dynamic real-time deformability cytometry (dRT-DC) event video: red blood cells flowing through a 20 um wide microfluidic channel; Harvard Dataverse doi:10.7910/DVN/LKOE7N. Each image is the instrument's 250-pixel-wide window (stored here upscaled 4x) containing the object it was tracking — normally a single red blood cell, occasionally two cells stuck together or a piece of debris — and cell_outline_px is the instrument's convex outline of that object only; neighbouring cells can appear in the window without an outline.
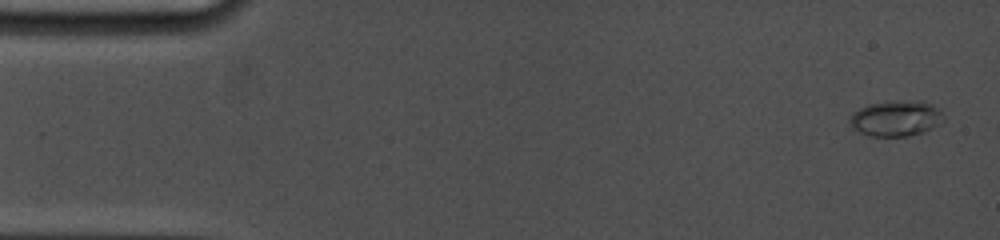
{"species": "common noctule bat (a hibernating species)", "species_latin": "Nyctalus noctula", "temperature_condition": "cold", "stored_images_in_passage": 10, "camera_frame_rate_fps": 5000, "um_per_image_px": 0.085, "animal": {"sex": "female", "body_mass_g": 19.0, "forearm_length_mm": 53.3}, "frame": {"image": 1, "passage_image": 1, "time_ms": 0.0, "image_size_px": [1000, 240], "cell_outline_px": [[944, 120], [924, 132], [908, 136], [872, 136], [860, 132], [852, 128], [848, 120], [852, 112], [868, 104], [896, 100], [924, 100], [932, 104], [944, 116]], "centroid_in_image_um": [76.14, 10.04], "position_along_channel_um": 8.9, "area_um2": 19.65}}
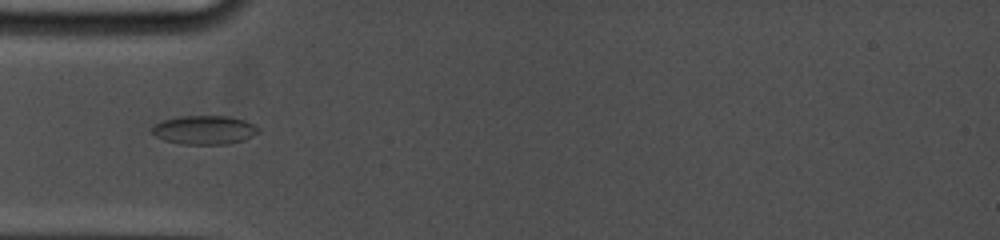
{"frame": {"image": 2, "passage_image": 9, "time_ms": 4.8, "image_size_px": [1000, 240], "cell_outline_px": [[260, 132], [244, 140], [228, 144], [180, 144], [164, 140], [156, 136], [152, 132], [152, 128], [160, 120], [180, 116], [232, 116], [244, 120], [260, 128]], "centroid_in_image_um": [17.38, 11.04], "position_along_channel_um": 67.6, "area_um2": 17.98}}